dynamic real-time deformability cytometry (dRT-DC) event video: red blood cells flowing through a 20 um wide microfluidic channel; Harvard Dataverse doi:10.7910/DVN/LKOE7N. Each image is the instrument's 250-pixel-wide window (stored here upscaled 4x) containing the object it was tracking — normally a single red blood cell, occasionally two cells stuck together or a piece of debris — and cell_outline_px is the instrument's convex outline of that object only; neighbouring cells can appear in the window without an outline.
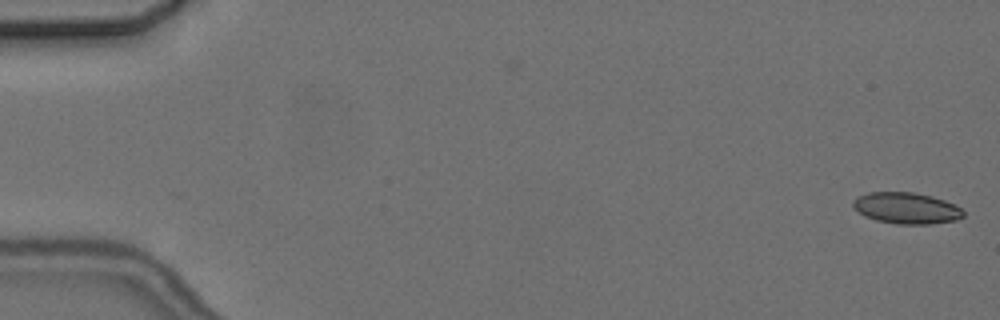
{"species": "common noctule bat (a hibernating species)", "species_latin": "Nyctalus noctula", "temperature_condition": "cold", "stored_images_in_passage": 2, "camera_frame_rate_fps": 3000, "um_per_image_px": 0.085, "animal": {"sex": "female", "body_mass_g": 24.6, "forearm_length_mm": 56.2}, "frame": {"image": 1, "passage_image": 2, "time_ms": 1.0, "image_size_px": [1000, 320], "cell_outline_px": [[964, 216], [956, 220], [928, 224], [896, 224], [876, 220], [864, 216], [852, 208], [852, 200], [856, 196], [868, 192], [912, 192], [932, 196], [944, 200], [960, 208], [964, 212]], "centroid_in_image_um": [76.98, 17.69], "position_along_channel_um": 8.0, "area_um2": 20.23}}